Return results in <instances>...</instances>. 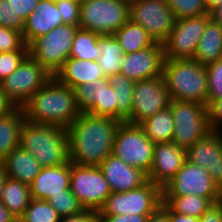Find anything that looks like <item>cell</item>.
Instances as JSON below:
<instances>
[{
    "instance_id": "31",
    "label": "cell",
    "mask_w": 222,
    "mask_h": 222,
    "mask_svg": "<svg viewBox=\"0 0 222 222\" xmlns=\"http://www.w3.org/2000/svg\"><path fill=\"white\" fill-rule=\"evenodd\" d=\"M107 79L109 85L116 91V119L124 122L131 115L135 82L121 73L111 75Z\"/></svg>"
},
{
    "instance_id": "24",
    "label": "cell",
    "mask_w": 222,
    "mask_h": 222,
    "mask_svg": "<svg viewBox=\"0 0 222 222\" xmlns=\"http://www.w3.org/2000/svg\"><path fill=\"white\" fill-rule=\"evenodd\" d=\"M8 178L30 186L42 167L28 151L20 145L13 149L2 161Z\"/></svg>"
},
{
    "instance_id": "26",
    "label": "cell",
    "mask_w": 222,
    "mask_h": 222,
    "mask_svg": "<svg viewBox=\"0 0 222 222\" xmlns=\"http://www.w3.org/2000/svg\"><path fill=\"white\" fill-rule=\"evenodd\" d=\"M25 120L22 107L0 116V161L19 146L20 129Z\"/></svg>"
},
{
    "instance_id": "22",
    "label": "cell",
    "mask_w": 222,
    "mask_h": 222,
    "mask_svg": "<svg viewBox=\"0 0 222 222\" xmlns=\"http://www.w3.org/2000/svg\"><path fill=\"white\" fill-rule=\"evenodd\" d=\"M70 189V163L42 168L30 185L33 199L47 200Z\"/></svg>"
},
{
    "instance_id": "51",
    "label": "cell",
    "mask_w": 222,
    "mask_h": 222,
    "mask_svg": "<svg viewBox=\"0 0 222 222\" xmlns=\"http://www.w3.org/2000/svg\"><path fill=\"white\" fill-rule=\"evenodd\" d=\"M210 15L215 22L222 26V2L210 12Z\"/></svg>"
},
{
    "instance_id": "29",
    "label": "cell",
    "mask_w": 222,
    "mask_h": 222,
    "mask_svg": "<svg viewBox=\"0 0 222 222\" xmlns=\"http://www.w3.org/2000/svg\"><path fill=\"white\" fill-rule=\"evenodd\" d=\"M31 200L30 186L7 177L0 201L17 219L24 214Z\"/></svg>"
},
{
    "instance_id": "9",
    "label": "cell",
    "mask_w": 222,
    "mask_h": 222,
    "mask_svg": "<svg viewBox=\"0 0 222 222\" xmlns=\"http://www.w3.org/2000/svg\"><path fill=\"white\" fill-rule=\"evenodd\" d=\"M169 106L175 125L172 141L180 148L191 147L211 132L206 105L194 101L171 100Z\"/></svg>"
},
{
    "instance_id": "35",
    "label": "cell",
    "mask_w": 222,
    "mask_h": 222,
    "mask_svg": "<svg viewBox=\"0 0 222 222\" xmlns=\"http://www.w3.org/2000/svg\"><path fill=\"white\" fill-rule=\"evenodd\" d=\"M47 201L60 217L75 215L84 210L70 189H65L58 195H52Z\"/></svg>"
},
{
    "instance_id": "44",
    "label": "cell",
    "mask_w": 222,
    "mask_h": 222,
    "mask_svg": "<svg viewBox=\"0 0 222 222\" xmlns=\"http://www.w3.org/2000/svg\"><path fill=\"white\" fill-rule=\"evenodd\" d=\"M59 222H98V212L84 209L78 214L60 217Z\"/></svg>"
},
{
    "instance_id": "6",
    "label": "cell",
    "mask_w": 222,
    "mask_h": 222,
    "mask_svg": "<svg viewBox=\"0 0 222 222\" xmlns=\"http://www.w3.org/2000/svg\"><path fill=\"white\" fill-rule=\"evenodd\" d=\"M79 28L77 25L67 24L55 27L46 35L36 38L28 46L29 55L55 76L69 58L73 40Z\"/></svg>"
},
{
    "instance_id": "34",
    "label": "cell",
    "mask_w": 222,
    "mask_h": 222,
    "mask_svg": "<svg viewBox=\"0 0 222 222\" xmlns=\"http://www.w3.org/2000/svg\"><path fill=\"white\" fill-rule=\"evenodd\" d=\"M60 216L47 200H31L18 222H59Z\"/></svg>"
},
{
    "instance_id": "53",
    "label": "cell",
    "mask_w": 222,
    "mask_h": 222,
    "mask_svg": "<svg viewBox=\"0 0 222 222\" xmlns=\"http://www.w3.org/2000/svg\"><path fill=\"white\" fill-rule=\"evenodd\" d=\"M222 2V0H204V3L209 11V13Z\"/></svg>"
},
{
    "instance_id": "17",
    "label": "cell",
    "mask_w": 222,
    "mask_h": 222,
    "mask_svg": "<svg viewBox=\"0 0 222 222\" xmlns=\"http://www.w3.org/2000/svg\"><path fill=\"white\" fill-rule=\"evenodd\" d=\"M186 161L206 169L222 190V133L211 131L187 148Z\"/></svg>"
},
{
    "instance_id": "10",
    "label": "cell",
    "mask_w": 222,
    "mask_h": 222,
    "mask_svg": "<svg viewBox=\"0 0 222 222\" xmlns=\"http://www.w3.org/2000/svg\"><path fill=\"white\" fill-rule=\"evenodd\" d=\"M40 63L28 55L8 77L0 83L4 94L15 107H22L51 78Z\"/></svg>"
},
{
    "instance_id": "21",
    "label": "cell",
    "mask_w": 222,
    "mask_h": 222,
    "mask_svg": "<svg viewBox=\"0 0 222 222\" xmlns=\"http://www.w3.org/2000/svg\"><path fill=\"white\" fill-rule=\"evenodd\" d=\"M61 25L63 21L56 3L40 0L34 11L25 19L22 31L24 42L29 46L36 38Z\"/></svg>"
},
{
    "instance_id": "14",
    "label": "cell",
    "mask_w": 222,
    "mask_h": 222,
    "mask_svg": "<svg viewBox=\"0 0 222 222\" xmlns=\"http://www.w3.org/2000/svg\"><path fill=\"white\" fill-rule=\"evenodd\" d=\"M210 19V14L176 19L173 29L162 43L164 59L193 58Z\"/></svg>"
},
{
    "instance_id": "50",
    "label": "cell",
    "mask_w": 222,
    "mask_h": 222,
    "mask_svg": "<svg viewBox=\"0 0 222 222\" xmlns=\"http://www.w3.org/2000/svg\"><path fill=\"white\" fill-rule=\"evenodd\" d=\"M0 222H18V219L0 201Z\"/></svg>"
},
{
    "instance_id": "12",
    "label": "cell",
    "mask_w": 222,
    "mask_h": 222,
    "mask_svg": "<svg viewBox=\"0 0 222 222\" xmlns=\"http://www.w3.org/2000/svg\"><path fill=\"white\" fill-rule=\"evenodd\" d=\"M197 195L213 203L222 201V190L212 180L208 171L185 161L177 174L162 187V196Z\"/></svg>"
},
{
    "instance_id": "39",
    "label": "cell",
    "mask_w": 222,
    "mask_h": 222,
    "mask_svg": "<svg viewBox=\"0 0 222 222\" xmlns=\"http://www.w3.org/2000/svg\"><path fill=\"white\" fill-rule=\"evenodd\" d=\"M29 55V50L0 53V82L8 77Z\"/></svg>"
},
{
    "instance_id": "37",
    "label": "cell",
    "mask_w": 222,
    "mask_h": 222,
    "mask_svg": "<svg viewBox=\"0 0 222 222\" xmlns=\"http://www.w3.org/2000/svg\"><path fill=\"white\" fill-rule=\"evenodd\" d=\"M207 71V100L222 99V58L205 66Z\"/></svg>"
},
{
    "instance_id": "28",
    "label": "cell",
    "mask_w": 222,
    "mask_h": 222,
    "mask_svg": "<svg viewBox=\"0 0 222 222\" xmlns=\"http://www.w3.org/2000/svg\"><path fill=\"white\" fill-rule=\"evenodd\" d=\"M171 107L168 106L157 112L139 125L145 135L154 143L171 142L174 135V122Z\"/></svg>"
},
{
    "instance_id": "40",
    "label": "cell",
    "mask_w": 222,
    "mask_h": 222,
    "mask_svg": "<svg viewBox=\"0 0 222 222\" xmlns=\"http://www.w3.org/2000/svg\"><path fill=\"white\" fill-rule=\"evenodd\" d=\"M25 20L19 14H16L10 2L0 0V26L9 27L22 32Z\"/></svg>"
},
{
    "instance_id": "43",
    "label": "cell",
    "mask_w": 222,
    "mask_h": 222,
    "mask_svg": "<svg viewBox=\"0 0 222 222\" xmlns=\"http://www.w3.org/2000/svg\"><path fill=\"white\" fill-rule=\"evenodd\" d=\"M12 8L25 20L34 11L40 0H7Z\"/></svg>"
},
{
    "instance_id": "52",
    "label": "cell",
    "mask_w": 222,
    "mask_h": 222,
    "mask_svg": "<svg viewBox=\"0 0 222 222\" xmlns=\"http://www.w3.org/2000/svg\"><path fill=\"white\" fill-rule=\"evenodd\" d=\"M7 177L8 176L6 175L3 165H2V163H0V200H1L3 192H4V183L7 179Z\"/></svg>"
},
{
    "instance_id": "4",
    "label": "cell",
    "mask_w": 222,
    "mask_h": 222,
    "mask_svg": "<svg viewBox=\"0 0 222 222\" xmlns=\"http://www.w3.org/2000/svg\"><path fill=\"white\" fill-rule=\"evenodd\" d=\"M162 76L171 100L207 104V71L200 62L193 58L165 59Z\"/></svg>"
},
{
    "instance_id": "46",
    "label": "cell",
    "mask_w": 222,
    "mask_h": 222,
    "mask_svg": "<svg viewBox=\"0 0 222 222\" xmlns=\"http://www.w3.org/2000/svg\"><path fill=\"white\" fill-rule=\"evenodd\" d=\"M199 222H222V201L213 203L212 206L201 215Z\"/></svg>"
},
{
    "instance_id": "18",
    "label": "cell",
    "mask_w": 222,
    "mask_h": 222,
    "mask_svg": "<svg viewBox=\"0 0 222 222\" xmlns=\"http://www.w3.org/2000/svg\"><path fill=\"white\" fill-rule=\"evenodd\" d=\"M163 45L155 42L152 46L131 54H124L120 73L137 82L162 75L164 64Z\"/></svg>"
},
{
    "instance_id": "16",
    "label": "cell",
    "mask_w": 222,
    "mask_h": 222,
    "mask_svg": "<svg viewBox=\"0 0 222 222\" xmlns=\"http://www.w3.org/2000/svg\"><path fill=\"white\" fill-rule=\"evenodd\" d=\"M73 90L81 112L116 119V91L109 85L107 77L81 84Z\"/></svg>"
},
{
    "instance_id": "49",
    "label": "cell",
    "mask_w": 222,
    "mask_h": 222,
    "mask_svg": "<svg viewBox=\"0 0 222 222\" xmlns=\"http://www.w3.org/2000/svg\"><path fill=\"white\" fill-rule=\"evenodd\" d=\"M170 222H199V218L175 213L170 209Z\"/></svg>"
},
{
    "instance_id": "36",
    "label": "cell",
    "mask_w": 222,
    "mask_h": 222,
    "mask_svg": "<svg viewBox=\"0 0 222 222\" xmlns=\"http://www.w3.org/2000/svg\"><path fill=\"white\" fill-rule=\"evenodd\" d=\"M176 19L210 14L204 0H166Z\"/></svg>"
},
{
    "instance_id": "13",
    "label": "cell",
    "mask_w": 222,
    "mask_h": 222,
    "mask_svg": "<svg viewBox=\"0 0 222 222\" xmlns=\"http://www.w3.org/2000/svg\"><path fill=\"white\" fill-rule=\"evenodd\" d=\"M129 20L142 26L154 42L162 44L176 18L166 0H129Z\"/></svg>"
},
{
    "instance_id": "1",
    "label": "cell",
    "mask_w": 222,
    "mask_h": 222,
    "mask_svg": "<svg viewBox=\"0 0 222 222\" xmlns=\"http://www.w3.org/2000/svg\"><path fill=\"white\" fill-rule=\"evenodd\" d=\"M120 121L108 116L81 112L67 128L70 162L82 166H100L112 154Z\"/></svg>"
},
{
    "instance_id": "32",
    "label": "cell",
    "mask_w": 222,
    "mask_h": 222,
    "mask_svg": "<svg viewBox=\"0 0 222 222\" xmlns=\"http://www.w3.org/2000/svg\"><path fill=\"white\" fill-rule=\"evenodd\" d=\"M165 203L173 212L200 218L213 204L209 198L197 195L162 196Z\"/></svg>"
},
{
    "instance_id": "30",
    "label": "cell",
    "mask_w": 222,
    "mask_h": 222,
    "mask_svg": "<svg viewBox=\"0 0 222 222\" xmlns=\"http://www.w3.org/2000/svg\"><path fill=\"white\" fill-rule=\"evenodd\" d=\"M124 50V54H131L152 46L155 42L147 31L140 25L128 20L113 34Z\"/></svg>"
},
{
    "instance_id": "54",
    "label": "cell",
    "mask_w": 222,
    "mask_h": 222,
    "mask_svg": "<svg viewBox=\"0 0 222 222\" xmlns=\"http://www.w3.org/2000/svg\"><path fill=\"white\" fill-rule=\"evenodd\" d=\"M74 1L81 3V2H83L85 0H74Z\"/></svg>"
},
{
    "instance_id": "38",
    "label": "cell",
    "mask_w": 222,
    "mask_h": 222,
    "mask_svg": "<svg viewBox=\"0 0 222 222\" xmlns=\"http://www.w3.org/2000/svg\"><path fill=\"white\" fill-rule=\"evenodd\" d=\"M28 50L22 32L9 27L0 26V53Z\"/></svg>"
},
{
    "instance_id": "47",
    "label": "cell",
    "mask_w": 222,
    "mask_h": 222,
    "mask_svg": "<svg viewBox=\"0 0 222 222\" xmlns=\"http://www.w3.org/2000/svg\"><path fill=\"white\" fill-rule=\"evenodd\" d=\"M146 222H170V208L162 203L151 215Z\"/></svg>"
},
{
    "instance_id": "20",
    "label": "cell",
    "mask_w": 222,
    "mask_h": 222,
    "mask_svg": "<svg viewBox=\"0 0 222 222\" xmlns=\"http://www.w3.org/2000/svg\"><path fill=\"white\" fill-rule=\"evenodd\" d=\"M112 192H127L148 181L147 174L110 154L99 166Z\"/></svg>"
},
{
    "instance_id": "42",
    "label": "cell",
    "mask_w": 222,
    "mask_h": 222,
    "mask_svg": "<svg viewBox=\"0 0 222 222\" xmlns=\"http://www.w3.org/2000/svg\"><path fill=\"white\" fill-rule=\"evenodd\" d=\"M206 106L210 131L222 133V99L207 100Z\"/></svg>"
},
{
    "instance_id": "11",
    "label": "cell",
    "mask_w": 222,
    "mask_h": 222,
    "mask_svg": "<svg viewBox=\"0 0 222 222\" xmlns=\"http://www.w3.org/2000/svg\"><path fill=\"white\" fill-rule=\"evenodd\" d=\"M70 190L84 209L99 212L112 193L99 166L70 163Z\"/></svg>"
},
{
    "instance_id": "7",
    "label": "cell",
    "mask_w": 222,
    "mask_h": 222,
    "mask_svg": "<svg viewBox=\"0 0 222 222\" xmlns=\"http://www.w3.org/2000/svg\"><path fill=\"white\" fill-rule=\"evenodd\" d=\"M154 145L139 124L124 121L120 122L116 129L112 154L148 175L152 166Z\"/></svg>"
},
{
    "instance_id": "23",
    "label": "cell",
    "mask_w": 222,
    "mask_h": 222,
    "mask_svg": "<svg viewBox=\"0 0 222 222\" xmlns=\"http://www.w3.org/2000/svg\"><path fill=\"white\" fill-rule=\"evenodd\" d=\"M54 77L60 83L74 89L76 86L92 83L106 76L100 69L98 61L69 57Z\"/></svg>"
},
{
    "instance_id": "3",
    "label": "cell",
    "mask_w": 222,
    "mask_h": 222,
    "mask_svg": "<svg viewBox=\"0 0 222 222\" xmlns=\"http://www.w3.org/2000/svg\"><path fill=\"white\" fill-rule=\"evenodd\" d=\"M19 145L39 162L42 168L70 162L67 129L24 120Z\"/></svg>"
},
{
    "instance_id": "25",
    "label": "cell",
    "mask_w": 222,
    "mask_h": 222,
    "mask_svg": "<svg viewBox=\"0 0 222 222\" xmlns=\"http://www.w3.org/2000/svg\"><path fill=\"white\" fill-rule=\"evenodd\" d=\"M222 58V26L212 18L207 22L193 59L206 66Z\"/></svg>"
},
{
    "instance_id": "15",
    "label": "cell",
    "mask_w": 222,
    "mask_h": 222,
    "mask_svg": "<svg viewBox=\"0 0 222 222\" xmlns=\"http://www.w3.org/2000/svg\"><path fill=\"white\" fill-rule=\"evenodd\" d=\"M171 98L163 76L139 80L133 89V102L128 123L140 124L170 105Z\"/></svg>"
},
{
    "instance_id": "45",
    "label": "cell",
    "mask_w": 222,
    "mask_h": 222,
    "mask_svg": "<svg viewBox=\"0 0 222 222\" xmlns=\"http://www.w3.org/2000/svg\"><path fill=\"white\" fill-rule=\"evenodd\" d=\"M145 215H98V222H146Z\"/></svg>"
},
{
    "instance_id": "2",
    "label": "cell",
    "mask_w": 222,
    "mask_h": 222,
    "mask_svg": "<svg viewBox=\"0 0 222 222\" xmlns=\"http://www.w3.org/2000/svg\"><path fill=\"white\" fill-rule=\"evenodd\" d=\"M25 120L67 129L81 114L74 90L54 76L23 106Z\"/></svg>"
},
{
    "instance_id": "5",
    "label": "cell",
    "mask_w": 222,
    "mask_h": 222,
    "mask_svg": "<svg viewBox=\"0 0 222 222\" xmlns=\"http://www.w3.org/2000/svg\"><path fill=\"white\" fill-rule=\"evenodd\" d=\"M129 20V0H85L80 3L81 29L113 35Z\"/></svg>"
},
{
    "instance_id": "8",
    "label": "cell",
    "mask_w": 222,
    "mask_h": 222,
    "mask_svg": "<svg viewBox=\"0 0 222 222\" xmlns=\"http://www.w3.org/2000/svg\"><path fill=\"white\" fill-rule=\"evenodd\" d=\"M162 204V188L148 180L127 192H112L98 215H151Z\"/></svg>"
},
{
    "instance_id": "41",
    "label": "cell",
    "mask_w": 222,
    "mask_h": 222,
    "mask_svg": "<svg viewBox=\"0 0 222 222\" xmlns=\"http://www.w3.org/2000/svg\"><path fill=\"white\" fill-rule=\"evenodd\" d=\"M56 6L62 17L63 24L77 25L80 23V3L74 0H61Z\"/></svg>"
},
{
    "instance_id": "55",
    "label": "cell",
    "mask_w": 222,
    "mask_h": 222,
    "mask_svg": "<svg viewBox=\"0 0 222 222\" xmlns=\"http://www.w3.org/2000/svg\"><path fill=\"white\" fill-rule=\"evenodd\" d=\"M48 1H52V2H58V1H61V0H48Z\"/></svg>"
},
{
    "instance_id": "27",
    "label": "cell",
    "mask_w": 222,
    "mask_h": 222,
    "mask_svg": "<svg viewBox=\"0 0 222 222\" xmlns=\"http://www.w3.org/2000/svg\"><path fill=\"white\" fill-rule=\"evenodd\" d=\"M100 56L98 64L106 77L120 73L124 50L114 35H100L97 39Z\"/></svg>"
},
{
    "instance_id": "33",
    "label": "cell",
    "mask_w": 222,
    "mask_h": 222,
    "mask_svg": "<svg viewBox=\"0 0 222 222\" xmlns=\"http://www.w3.org/2000/svg\"><path fill=\"white\" fill-rule=\"evenodd\" d=\"M100 34L79 28L75 34L69 57L79 60L97 61L98 51L97 39Z\"/></svg>"
},
{
    "instance_id": "48",
    "label": "cell",
    "mask_w": 222,
    "mask_h": 222,
    "mask_svg": "<svg viewBox=\"0 0 222 222\" xmlns=\"http://www.w3.org/2000/svg\"><path fill=\"white\" fill-rule=\"evenodd\" d=\"M15 108L13 103L4 94L2 85L0 83V116L6 115Z\"/></svg>"
},
{
    "instance_id": "19",
    "label": "cell",
    "mask_w": 222,
    "mask_h": 222,
    "mask_svg": "<svg viewBox=\"0 0 222 222\" xmlns=\"http://www.w3.org/2000/svg\"><path fill=\"white\" fill-rule=\"evenodd\" d=\"M185 161L186 149L180 148L173 141L156 143L148 180L162 188L177 174Z\"/></svg>"
}]
</instances>
